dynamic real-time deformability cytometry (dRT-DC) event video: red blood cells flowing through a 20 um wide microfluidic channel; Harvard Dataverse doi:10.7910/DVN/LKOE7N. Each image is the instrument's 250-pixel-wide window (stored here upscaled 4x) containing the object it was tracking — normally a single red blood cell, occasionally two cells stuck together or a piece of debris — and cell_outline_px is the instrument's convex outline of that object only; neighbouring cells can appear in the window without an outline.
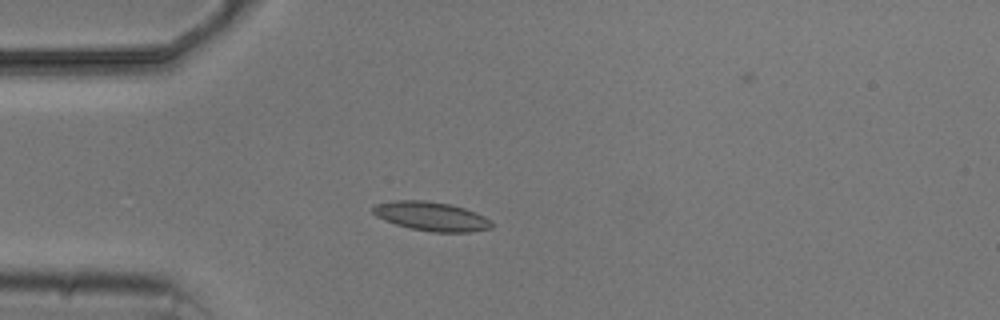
{"species": "common noctule bat (a hibernating species)", "species_latin": "Nyctalus noctula", "temperature_condition": "cold", "stored_images_in_passage": 5, "camera_frame_rate_fps": 3000, "um_per_image_px": 0.085, "animal": {"sex": "male", "body_mass_g": 20.5, "forearm_length_mm": 52.5}, "frame": {"image": 1, "passage_image": 4, "time_ms": 4.333, "image_size_px": [1000, 320], "cell_outline_px": [[492, 228], [468, 232], [432, 232], [412, 228], [396, 224], [384, 220], [376, 216], [372, 212], [372, 208], [376, 204], [396, 200], [424, 200], [448, 204], [464, 208], [476, 212], [492, 220]], "centroid_in_image_um": [36.67, 18.38], "position_along_channel_um": 48.3, "area_um2": 20.0}}